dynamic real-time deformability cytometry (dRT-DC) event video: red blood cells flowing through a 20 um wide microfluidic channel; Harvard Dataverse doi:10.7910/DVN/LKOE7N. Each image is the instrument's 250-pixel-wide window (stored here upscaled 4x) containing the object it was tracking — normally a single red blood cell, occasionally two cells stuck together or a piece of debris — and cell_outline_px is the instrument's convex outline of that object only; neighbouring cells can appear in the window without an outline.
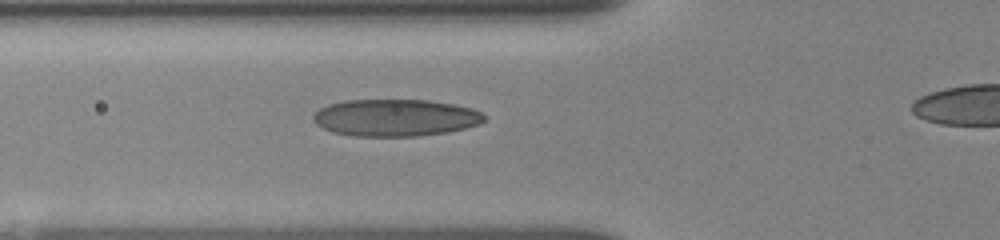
{"species": "human", "species_latin": "Homo sapiens", "temperature_condition": "room temperature", "stored_images_in_passage": 6, "camera_frame_rate_fps": 3000, "um_per_image_px": 0.085, "donor": {"sex": "female"}, "frame": {"image": 1, "passage_image": 5, "time_ms": 3.333, "image_size_px": [1000, 240], "cell_outline_px": [[488, 120], [480, 124], [448, 132], [420, 136], [356, 136], [332, 132], [316, 124], [312, 120], [312, 116], [320, 108], [328, 104], [344, 100], [428, 100], [456, 104], [472, 108], [488, 116]], "centroid_in_image_um": [33.65, 10.0], "position_along_channel_um": 92.2, "area_um2": 37.28}}